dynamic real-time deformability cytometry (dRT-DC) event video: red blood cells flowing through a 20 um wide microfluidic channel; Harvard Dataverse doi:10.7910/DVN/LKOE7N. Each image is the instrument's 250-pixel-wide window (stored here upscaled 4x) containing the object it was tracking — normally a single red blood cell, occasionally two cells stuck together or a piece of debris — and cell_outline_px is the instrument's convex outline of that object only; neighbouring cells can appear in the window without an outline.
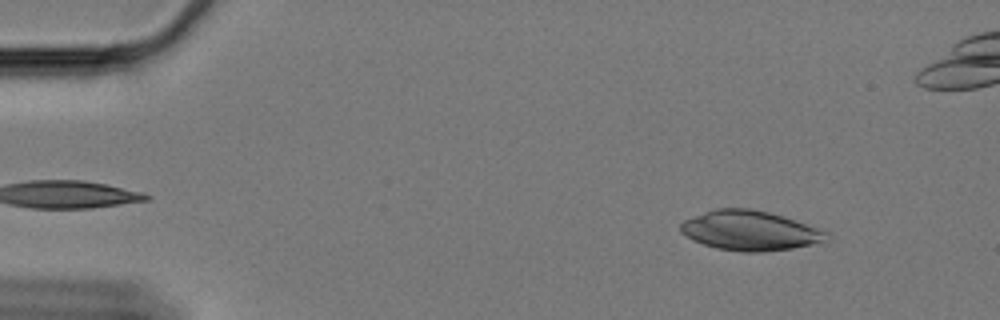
{"species": "Egyptian fruit bat (a non-hibernating species)", "species_latin": "Rousettus aegyptiacus", "temperature_condition": "cold", "stored_images_in_passage": 59, "camera_frame_rate_fps": 3000, "um_per_image_px": 0.085, "animal": {"sex": "female"}, "frame": {"image": 1, "passage_image": 6, "time_ms": 1.667, "image_size_px": [1000, 320], "cell_outline_px": [[832, 240], [824, 244], [760, 252], [744, 252], [716, 248], [704, 244], [680, 232], [680, 224], [684, 220], [704, 212], [716, 208], [752, 208], [768, 212], [828, 232], [832, 236]], "centroid_in_image_um": [63.82, 19.62], "position_along_channel_um": 21.2, "area_um2": 33.76}}
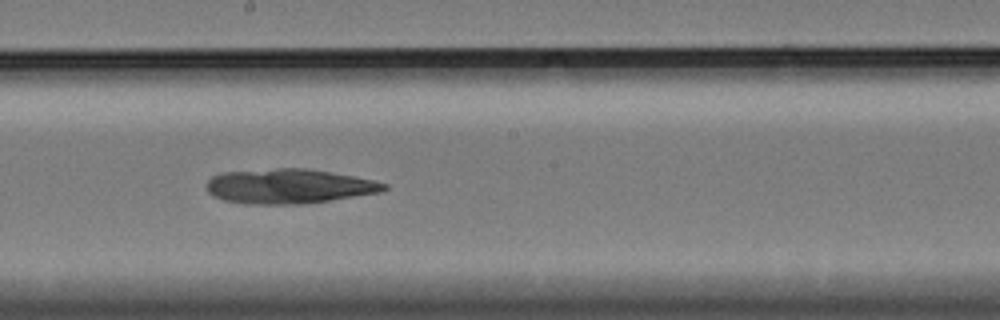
{"frame": {"image": 2, "passage_image": 32, "time_ms": 10.333, "image_size_px": [1000, 320], "cell_outline_px": [[388, 188], [384, 192], [300, 204], [244, 204], [224, 200], [212, 196], [208, 192], [204, 184], [212, 176], [224, 172], [276, 168], [308, 168], [332, 172], [372, 180], [388, 184]], "centroid_in_image_um": [24.53, 15.83], "position_along_channel_um": 223.7, "area_um2": 36.01}}
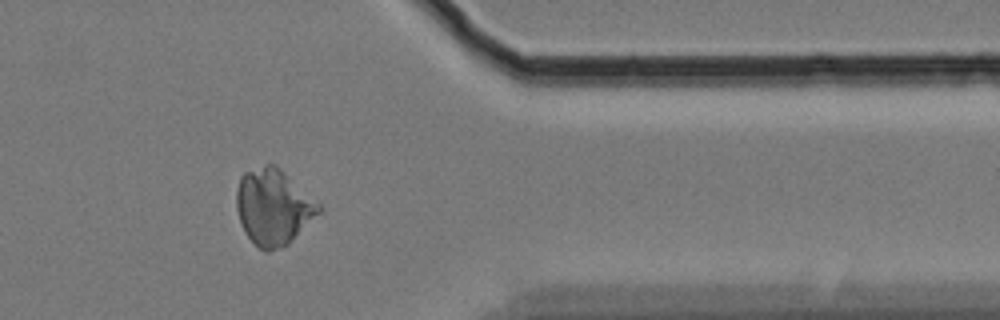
{"frame": {"image": 3, "passage_image": 48, "time_ms": 15.667, "image_size_px": [1000, 320], "cell_outline_px": [[324, 208], [288, 244], [268, 252], [260, 248], [244, 232], [236, 208], [236, 192], [240, 176], [244, 172], [268, 164], [276, 164], [320, 204]], "centroid_in_image_um": [23.23, 17.58], "position_along_channel_um": 388.2, "area_um2": 36.13}}